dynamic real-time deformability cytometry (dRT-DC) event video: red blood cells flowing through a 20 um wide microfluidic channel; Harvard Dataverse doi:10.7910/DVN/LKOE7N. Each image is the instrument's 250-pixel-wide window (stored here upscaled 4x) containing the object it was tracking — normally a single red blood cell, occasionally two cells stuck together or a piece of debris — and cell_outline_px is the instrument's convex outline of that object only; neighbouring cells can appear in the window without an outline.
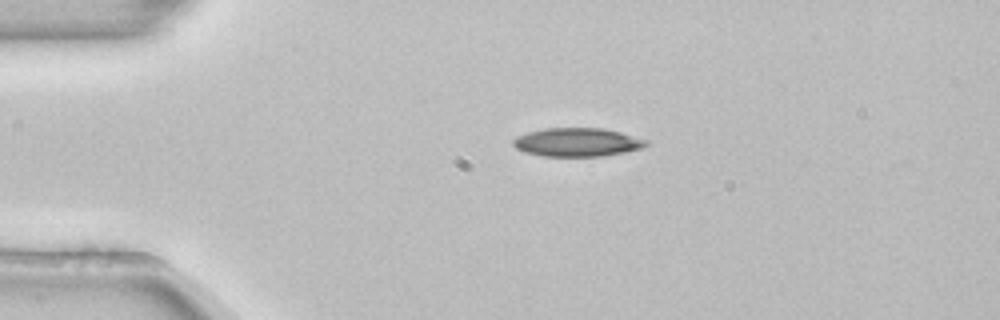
{"species": "common noctule bat (a hibernating species)", "species_latin": "Nyctalus noctula", "temperature_condition": "room temperature", "stored_images_in_passage": 42, "camera_frame_rate_fps": 3000, "um_per_image_px": 0.085, "animal": {"sex": "female", "body_mass_g": 22.7, "forearm_length_mm": 54.2}, "frame": {"image": 1, "passage_image": 1, "time_ms": 0.0, "image_size_px": [1000, 320], "cell_outline_px": [[648, 144], [640, 148], [624, 152], [600, 156], [540, 156], [524, 152], [516, 148], [512, 144], [512, 140], [516, 136], [528, 132], [544, 128], [604, 128], [620, 132], [648, 140]], "centroid_in_image_um": [49.02, 12.08], "position_along_channel_um": 36.0, "area_um2": 22.14}}
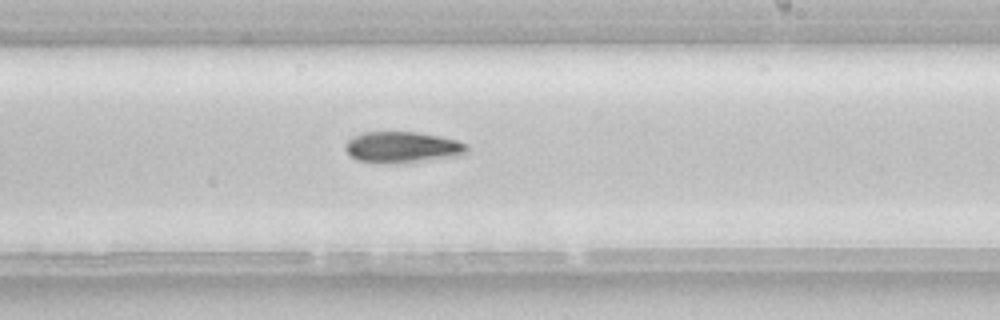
{"frame": {"image": 2, "passage_image": 21, "time_ms": 6.667, "image_size_px": [1000, 320], "cell_outline_px": [[468, 152], [456, 156], [412, 164], [384, 164], [356, 160], [344, 148], [344, 144], [352, 136], [364, 132], [420, 132], [440, 136], [456, 140], [468, 144]], "centroid_in_image_um": [34.22, 12.54], "position_along_channel_um": 254.8, "area_um2": 22.77}}
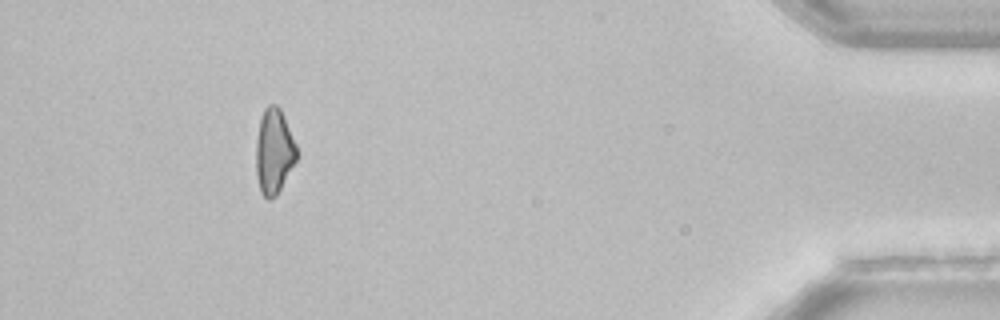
{"frame": {"image": 3, "passage_image": 38, "time_ms": 12.333, "image_size_px": [1000, 320], "cell_outline_px": [[296, 160], [276, 196], [268, 200], [260, 192], [256, 172], [256, 140], [260, 116], [264, 108], [268, 104], [276, 104], [280, 108], [284, 116], [296, 144]], "centroid_in_image_um": [23.26, 12.84], "position_along_channel_um": 411.9, "area_um2": 20.17}, "authors_computed_cell_mechanics": {"area_um2": 21.9062, "velocity_mm_per_s": 3.8732, "shape_relaxation_time_tau1_ms": 4.3265, "shape_relaxation_time_tau2_ms": null, "deformation_change_tau1": 0.1224, "deformation_change_tau2": null}}